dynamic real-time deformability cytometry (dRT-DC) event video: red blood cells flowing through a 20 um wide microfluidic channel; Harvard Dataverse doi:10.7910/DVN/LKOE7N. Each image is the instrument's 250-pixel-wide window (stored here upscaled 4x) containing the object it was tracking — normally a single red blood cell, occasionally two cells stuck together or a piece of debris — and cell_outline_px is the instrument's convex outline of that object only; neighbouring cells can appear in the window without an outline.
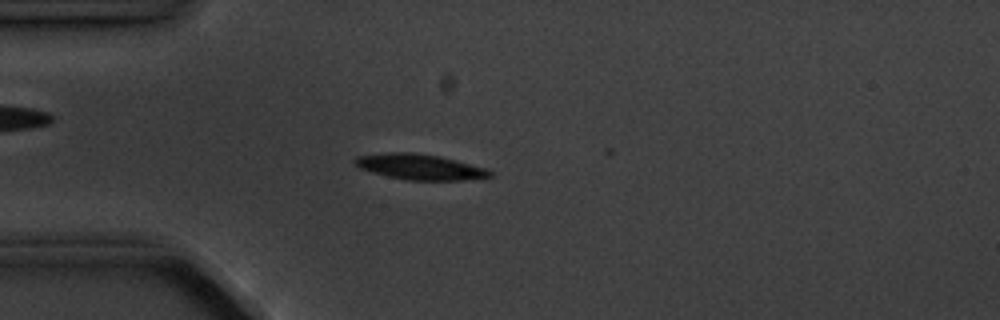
{"species": "common noctule bat (a hibernating species)", "species_latin": "Nyctalus noctula", "temperature_condition": "cold", "stored_images_in_passage": 5, "camera_frame_rate_fps": 3000, "um_per_image_px": 0.085, "animal": {"sex": "male", "body_mass_g": 20.1, "forearm_length_mm": 53.5}, "frame": {"image": 1, "passage_image": 4, "time_ms": 3.333, "image_size_px": [1000, 320], "cell_outline_px": [[492, 176], [464, 180], [404, 180], [372, 172], [360, 168], [352, 160], [356, 156], [388, 152], [416, 152], [440, 156], [488, 168], [492, 172]], "centroid_in_image_um": [35.69, 14.17], "position_along_channel_um": 49.3, "area_um2": 20.23}}